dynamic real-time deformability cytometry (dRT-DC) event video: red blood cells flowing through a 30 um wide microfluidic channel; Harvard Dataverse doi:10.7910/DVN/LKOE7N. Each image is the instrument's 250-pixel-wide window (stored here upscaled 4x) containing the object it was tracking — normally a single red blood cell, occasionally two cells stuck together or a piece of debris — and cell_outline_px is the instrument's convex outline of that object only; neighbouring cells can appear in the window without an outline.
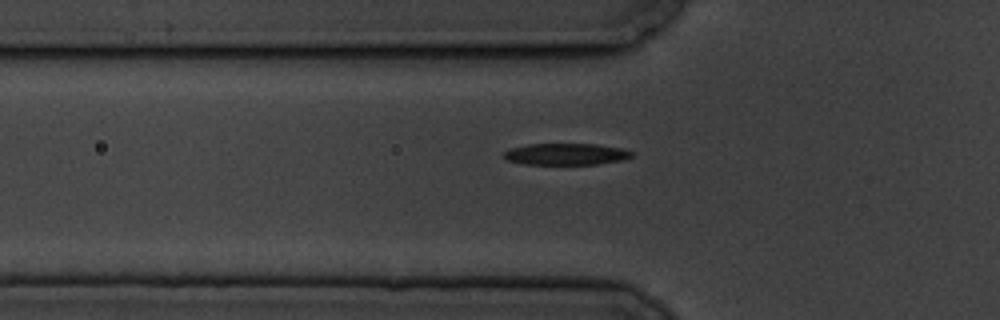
{"species": "common noctule bat (a hibernating species)", "species_latin": "Nyctalus noctula", "temperature_condition": "cold", "stored_images_in_passage": 7, "camera_frame_rate_fps": 3000, "um_per_image_px": 0.085, "animal": {"sex": "male", "body_mass_g": 19.5, "forearm_length_mm": 54.6}, "frame": {"image": 1, "passage_image": 7, "time_ms": 8.0, "image_size_px": [1000, 320], "cell_outline_px": [[632, 156], [624, 160], [596, 164], [524, 164], [504, 160], [500, 156], [504, 152], [512, 148], [528, 144], [596, 144], [624, 148], [632, 152]], "centroid_in_image_um": [48.08, 13.1], "position_along_channel_um": 77.7, "area_um2": 16.24}}